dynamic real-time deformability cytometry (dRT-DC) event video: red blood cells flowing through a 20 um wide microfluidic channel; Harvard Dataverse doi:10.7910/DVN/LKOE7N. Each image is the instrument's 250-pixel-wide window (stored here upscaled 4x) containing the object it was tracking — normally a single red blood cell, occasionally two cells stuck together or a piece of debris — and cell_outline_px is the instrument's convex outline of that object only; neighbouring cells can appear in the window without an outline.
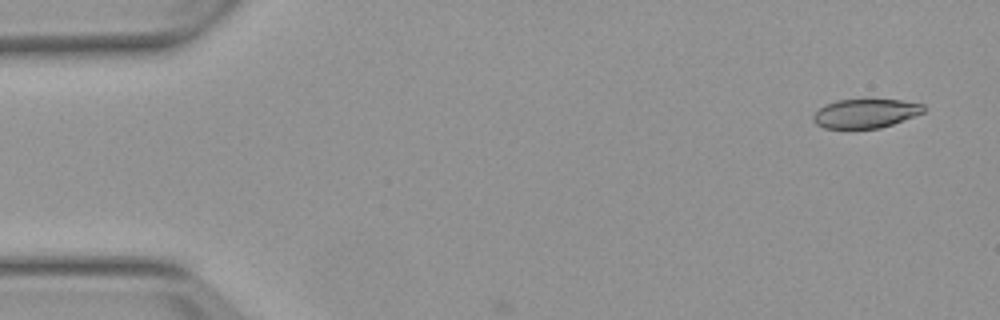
{"species": "Egyptian fruit bat (a non-hibernating species)", "species_latin": "Rousettus aegyptiacus", "temperature_condition": "warm", "stored_images_in_passage": 3, "camera_frame_rate_fps": 3000, "um_per_image_px": 0.085, "animal": {"sex": "female"}, "frame": {"image": 1, "passage_image": 1, "time_ms": 0.0, "image_size_px": [1000, 320], "cell_outline_px": [[928, 108], [924, 112], [892, 124], [880, 128], [824, 128], [816, 124], [812, 120], [812, 116], [824, 104], [836, 100], [900, 100], [924, 104]], "centroid_in_image_um": [73.57, 9.64], "position_along_channel_um": 11.4, "area_um2": 18.61}}